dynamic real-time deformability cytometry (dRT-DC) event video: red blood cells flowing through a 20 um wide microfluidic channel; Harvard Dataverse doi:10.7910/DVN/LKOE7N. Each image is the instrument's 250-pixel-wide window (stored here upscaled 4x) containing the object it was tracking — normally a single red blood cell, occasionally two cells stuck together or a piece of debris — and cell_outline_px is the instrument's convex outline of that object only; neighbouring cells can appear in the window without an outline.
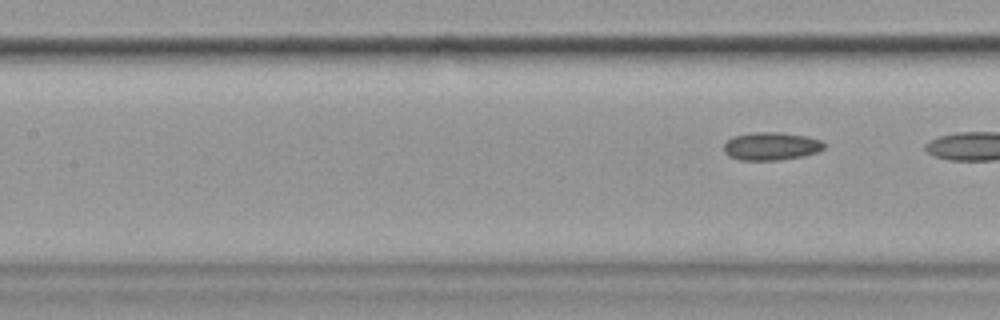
{"species": "common noctule bat (a hibernating species)", "species_latin": "Nyctalus noctula", "temperature_condition": "cold", "stored_images_in_passage": 10, "camera_frame_rate_fps": 3000, "um_per_image_px": 0.085, "animal": {"sex": "female", "body_mass_g": 19.9}, "frame": {"image": 1, "passage_image": 10, "time_ms": 11.333, "image_size_px": [1000, 320], "cell_outline_px": [[824, 148], [816, 152], [804, 156], [780, 160], [740, 160], [728, 156], [724, 152], [724, 144], [732, 136], [752, 132], [780, 132], [808, 136], [820, 140], [824, 144]], "centroid_in_image_um": [65.53, 12.42], "position_along_channel_um": 141.9, "area_um2": 16.47}}